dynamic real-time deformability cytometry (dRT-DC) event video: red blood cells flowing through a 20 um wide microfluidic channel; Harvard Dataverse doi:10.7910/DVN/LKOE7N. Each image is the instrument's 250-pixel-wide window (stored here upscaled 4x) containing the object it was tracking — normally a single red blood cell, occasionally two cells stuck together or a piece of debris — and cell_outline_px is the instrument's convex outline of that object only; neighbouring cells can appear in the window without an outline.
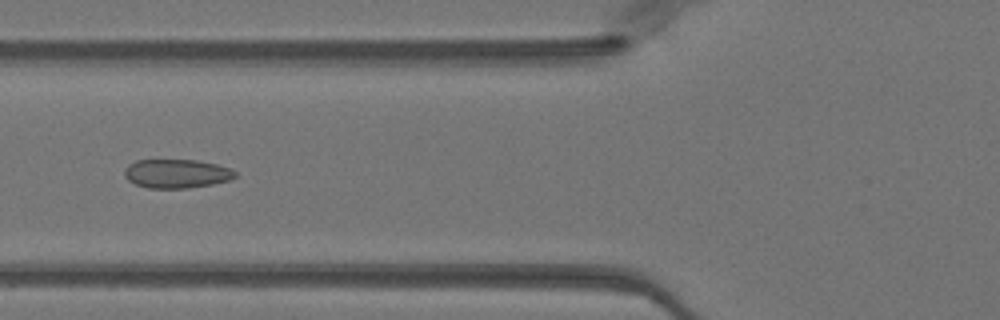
{"species": "Egyptian fruit bat (a non-hibernating species)", "species_latin": "Rousettus aegyptiacus", "temperature_condition": "warm", "stored_images_in_passage": 37, "camera_frame_rate_fps": 3000, "um_per_image_px": 0.085, "animal": {"sex": "female"}, "frame": {"image": 1, "passage_image": 6, "time_ms": 1.667, "image_size_px": [1000, 320], "cell_outline_px": [[236, 176], [232, 180], [212, 184], [188, 188], [148, 188], [136, 184], [128, 180], [124, 176], [124, 172], [128, 164], [136, 160], [196, 160], [216, 164], [232, 168], [236, 172]], "centroid_in_image_um": [15.03, 14.76], "position_along_channel_um": 110.8, "area_um2": 18.73}}
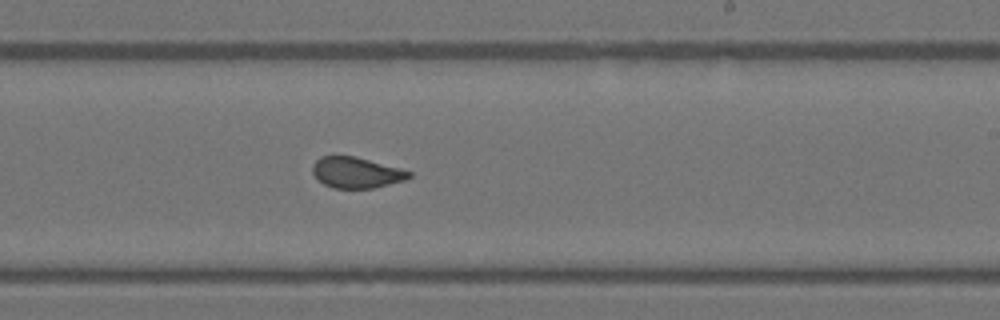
{"frame": {"image": 2, "passage_image": 17, "time_ms": 5.333, "image_size_px": [1000, 320], "cell_outline_px": [[412, 176], [404, 180], [372, 188], [332, 188], [324, 184], [312, 172], [312, 164], [320, 156], [356, 156], [400, 168], [412, 172]], "centroid_in_image_um": [30.28, 14.66], "position_along_channel_um": 258.7, "area_um2": 17.28}}
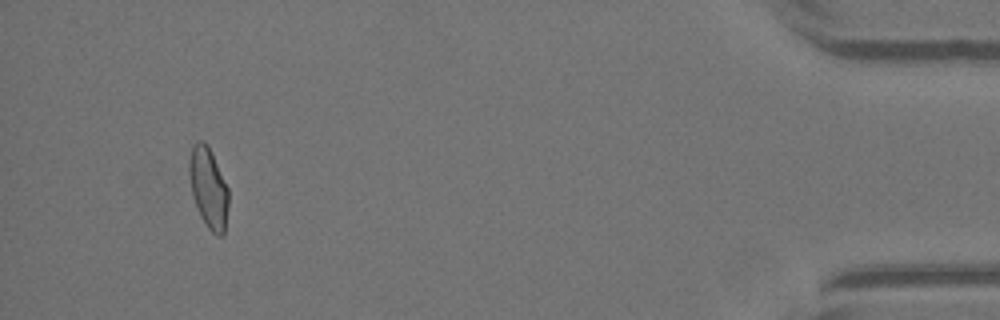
{"frame": {"image": 3, "passage_image": 34, "time_ms": 11.0, "image_size_px": [1000, 320], "cell_outline_px": [[228, 208], [224, 236], [216, 236], [208, 228], [200, 216], [192, 196], [188, 172], [188, 160], [192, 144], [196, 140], [204, 140], [208, 144], [228, 188]], "centroid_in_image_um": [17.7, 15.94], "position_along_channel_um": 417.5, "area_um2": 18.84}, "authors_computed_cell_mechanics": {"area_um2": 18.0914, "velocity_mm_per_s": 4.0327, "shape_relaxation_time_tau1_ms": 8.948, "shape_relaxation_time_tau2_ms": 0.7574, "deformation_change_tau1": 0.1736, "deformation_change_tau2": 0.0504}}